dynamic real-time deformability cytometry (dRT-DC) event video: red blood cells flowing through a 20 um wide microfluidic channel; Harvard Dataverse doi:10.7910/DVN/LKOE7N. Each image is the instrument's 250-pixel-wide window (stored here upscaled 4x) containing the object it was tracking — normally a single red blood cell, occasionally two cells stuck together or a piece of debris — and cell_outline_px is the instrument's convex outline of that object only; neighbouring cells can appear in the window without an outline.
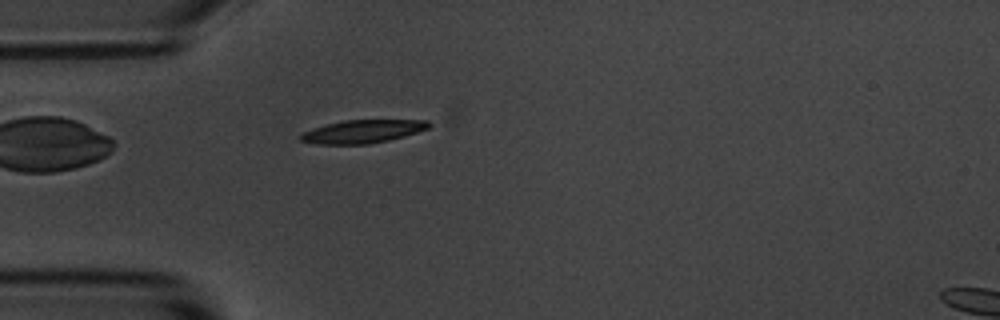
{"species": "common noctule bat (a hibernating species)", "species_latin": "Nyctalus noctula", "temperature_condition": "room temperature", "stored_images_in_passage": 2, "camera_frame_rate_fps": 3000, "um_per_image_px": 0.085, "animal": {"sex": "male", "body_mass_g": 20.1, "forearm_length_mm": 53.5}, "frame": {"image": 1, "passage_image": 2, "time_ms": 1.0, "image_size_px": [1000, 320], "cell_outline_px": [[432, 124], [428, 128], [404, 136], [388, 140], [368, 144], [316, 144], [300, 140], [300, 136], [304, 132], [312, 128], [324, 124], [344, 120], [428, 120]], "centroid_in_image_um": [30.81, 11.17], "position_along_channel_um": 54.2, "area_um2": 17.22}}